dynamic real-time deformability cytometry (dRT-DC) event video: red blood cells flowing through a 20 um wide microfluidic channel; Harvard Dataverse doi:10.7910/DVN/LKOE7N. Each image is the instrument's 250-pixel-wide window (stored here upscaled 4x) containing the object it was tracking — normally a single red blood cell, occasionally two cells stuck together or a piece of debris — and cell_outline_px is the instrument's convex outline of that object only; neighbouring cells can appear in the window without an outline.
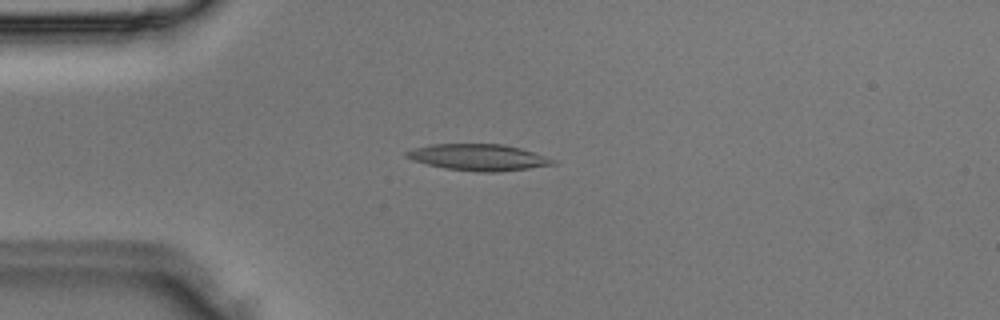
{"species": "Egyptian fruit bat (a non-hibernating species)", "species_latin": "Rousettus aegyptiacus", "temperature_condition": "room temperature", "stored_images_in_passage": 2, "camera_frame_rate_fps": 3000, "um_per_image_px": 0.085, "animal": {"sex": "male"}, "frame": {"image": 1, "passage_image": 2, "time_ms": 0.333, "image_size_px": [1000, 320], "cell_outline_px": [[556, 164], [528, 168], [496, 172], [476, 172], [444, 168], [412, 160], [404, 156], [404, 152], [412, 148], [432, 144], [504, 144], [520, 148], [556, 160]], "centroid_in_image_um": [40.62, 13.37], "position_along_channel_um": 44.4, "area_um2": 22.48}}